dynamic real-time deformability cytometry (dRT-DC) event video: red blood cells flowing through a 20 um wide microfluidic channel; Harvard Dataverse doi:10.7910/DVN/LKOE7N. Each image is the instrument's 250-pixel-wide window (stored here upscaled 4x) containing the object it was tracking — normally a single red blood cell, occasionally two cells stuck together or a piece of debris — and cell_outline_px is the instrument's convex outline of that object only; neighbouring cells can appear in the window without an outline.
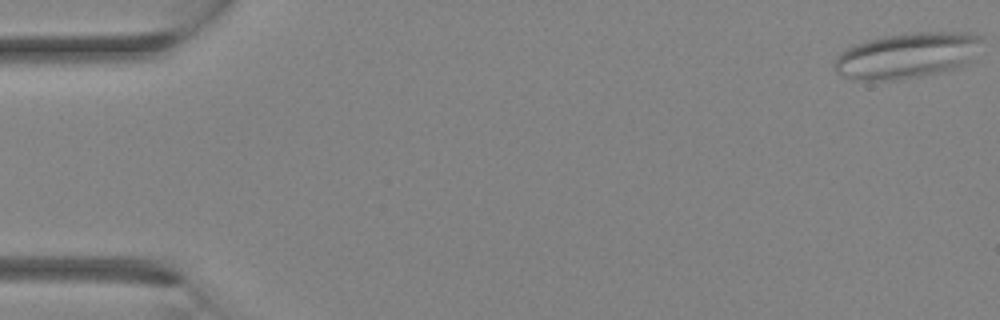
{"species": "Egyptian fruit bat (a non-hibernating species)", "species_latin": "Rousettus aegyptiacus", "temperature_condition": "room temperature", "stored_images_in_passage": 11, "camera_frame_rate_fps": 3000, "um_per_image_px": 0.085, "animal": {"sex": "female"}, "frame": {"image": 1, "passage_image": 1, "time_ms": 0.0, "image_size_px": [1000, 320], "cell_outline_px": [[984, 36], [968, 60], [960, 68], [920, 76], [896, 80], [852, 80], [840, 76], [836, 72], [836, 56], [840, 52], [856, 44], [868, 40], [884, 36], [908, 32], [968, 32]], "centroid_in_image_um": [77.06, 4.71], "position_along_channel_um": 7.9, "area_um2": 39.07}}